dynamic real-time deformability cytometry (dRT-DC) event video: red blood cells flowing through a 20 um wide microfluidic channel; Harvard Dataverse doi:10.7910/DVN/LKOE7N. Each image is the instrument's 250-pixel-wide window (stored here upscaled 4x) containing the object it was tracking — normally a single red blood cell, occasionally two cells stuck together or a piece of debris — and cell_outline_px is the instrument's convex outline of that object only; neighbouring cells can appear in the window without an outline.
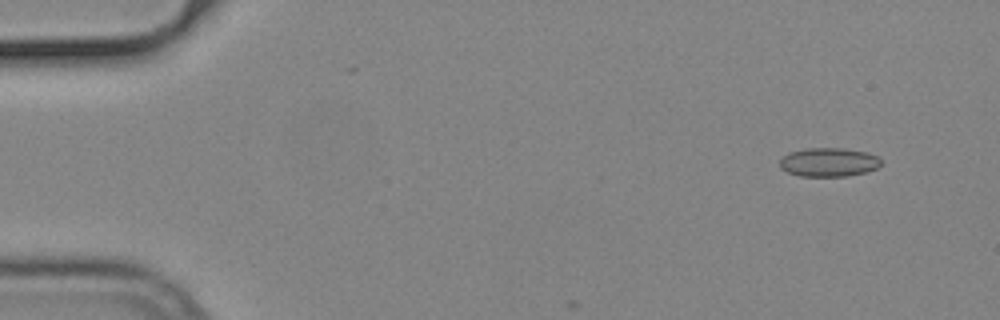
{"species": "common noctule bat (a hibernating species)", "species_latin": "Nyctalus noctula", "temperature_condition": "cold", "stored_images_in_passage": 9, "camera_frame_rate_fps": 3000, "um_per_image_px": 0.085, "animal": {"sex": "male", "body_mass_g": 19.2, "forearm_length_mm": 51.8}, "frame": {"image": 1, "passage_image": 5, "time_ms": 1.333, "image_size_px": [1000, 320], "cell_outline_px": [[880, 164], [876, 168], [864, 172], [848, 176], [800, 176], [788, 172], [780, 168], [780, 160], [788, 152], [804, 148], [844, 148], [868, 152], [880, 156]], "centroid_in_image_um": [70.44, 13.77], "position_along_channel_um": 14.6, "area_um2": 17.11}}